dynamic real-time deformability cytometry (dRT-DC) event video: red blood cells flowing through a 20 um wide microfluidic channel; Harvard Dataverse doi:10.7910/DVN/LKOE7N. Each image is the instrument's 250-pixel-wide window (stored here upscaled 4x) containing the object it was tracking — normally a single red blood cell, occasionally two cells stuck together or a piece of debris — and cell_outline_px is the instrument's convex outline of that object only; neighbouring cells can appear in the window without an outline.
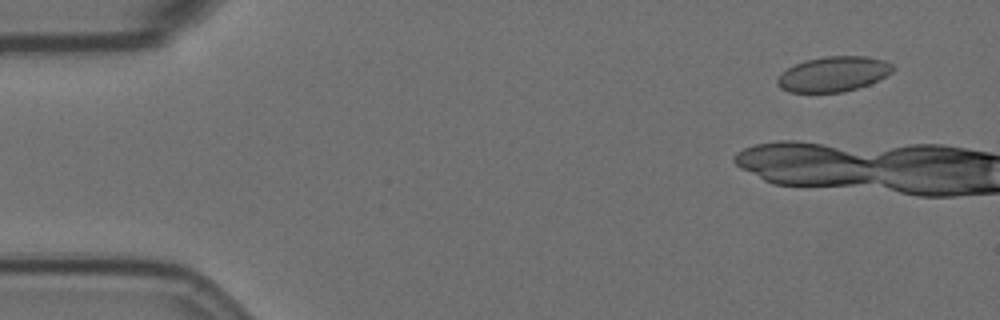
{"species": "Egyptian fruit bat (a non-hibernating species)", "species_latin": "Rousettus aegyptiacus", "temperature_condition": "room temperature", "stored_images_in_passage": 8, "camera_frame_rate_fps": 3000, "um_per_image_px": 0.085, "animal": {"sex": "female"}, "frame": {"image": 1, "passage_image": 4, "time_ms": 1.0, "image_size_px": [1000, 320], "cell_outline_px": [[896, 68], [892, 72], [868, 84], [844, 92], [788, 92], [780, 88], [776, 84], [776, 80], [788, 68], [796, 64], [808, 60], [824, 56], [868, 56], [884, 60], [892, 64]], "centroid_in_image_um": [70.85, 6.29], "position_along_channel_um": 14.2, "area_um2": 23.41}}